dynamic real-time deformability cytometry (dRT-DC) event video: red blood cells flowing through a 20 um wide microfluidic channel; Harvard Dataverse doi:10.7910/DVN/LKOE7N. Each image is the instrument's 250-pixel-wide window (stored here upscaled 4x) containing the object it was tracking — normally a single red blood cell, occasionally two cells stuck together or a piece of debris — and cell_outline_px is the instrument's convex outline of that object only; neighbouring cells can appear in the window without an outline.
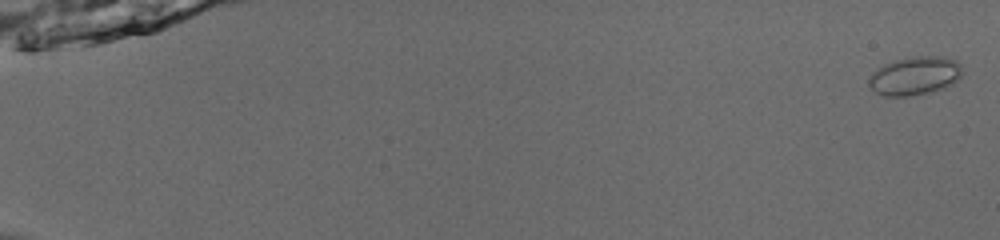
{"species": "common noctule bat (a hibernating species)", "species_latin": "Nyctalus noctula", "temperature_condition": "room temperature", "stored_images_in_passage": 55, "camera_frame_rate_fps": 3000, "um_per_image_px": 0.085, "animal": {"sex": "male", "body_mass_g": 13.0, "forearm_length_mm": 53.1}, "frame": {"image": 1, "passage_image": 2, "time_ms": 0.333, "image_size_px": [1000, 240], "cell_outline_px": [[964, 72], [952, 84], [944, 88], [928, 92], [908, 96], [884, 96], [876, 92], [868, 84], [868, 80], [872, 72], [884, 64], [896, 60], [916, 56], [944, 56], [956, 60], [960, 64]], "centroid_in_image_um": [77.77, 6.43], "position_along_channel_um": 7.2, "area_um2": 20.92}}
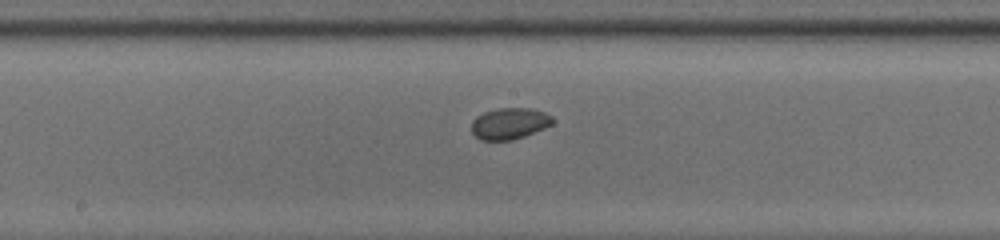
{"frame": {"image": 2, "passage_image": 32, "time_ms": 10.333, "image_size_px": [1000, 240], "cell_outline_px": [[556, 120], [552, 124], [544, 128], [524, 136], [512, 140], [480, 140], [472, 132], [472, 120], [476, 116], [484, 112], [496, 108], [532, 108], [544, 112], [552, 116]], "centroid_in_image_um": [43.32, 10.49], "position_along_channel_um": 204.9, "area_um2": 14.91}}
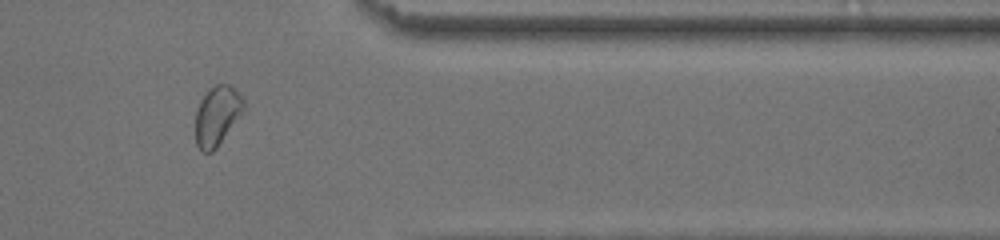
{"frame": {"image": 3, "passage_image": 47, "time_ms": 15.333, "image_size_px": [1000, 240], "cell_outline_px": [[244, 108], [216, 148], [212, 152], [204, 152], [196, 144], [196, 108], [204, 92], [212, 84], [228, 84], [244, 100]], "centroid_in_image_um": [18.4, 9.79], "position_along_channel_um": 393.0, "area_um2": 16.36}, "authors_computed_cell_mechanics": {"area_um2": 16.1262, "velocity_mm_per_s": 3.9276, "shape_relaxation_time_tau1_ms": null, "shape_relaxation_time_tau2_ms": 4.0192, "deformation_change_tau1": null, "deformation_change_tau2": 0.0412}}